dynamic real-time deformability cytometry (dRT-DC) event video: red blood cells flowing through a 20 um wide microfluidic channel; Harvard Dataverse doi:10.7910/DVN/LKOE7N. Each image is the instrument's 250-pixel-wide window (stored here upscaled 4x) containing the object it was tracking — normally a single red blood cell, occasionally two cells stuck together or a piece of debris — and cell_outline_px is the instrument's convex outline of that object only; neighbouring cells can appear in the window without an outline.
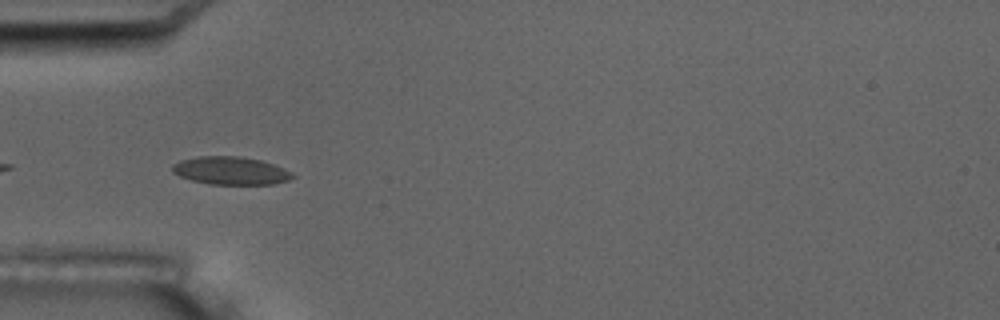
{"species": "common noctule bat (a hibernating species)", "species_latin": "Nyctalus noctula", "temperature_condition": "room temperature", "stored_images_in_passage": 7, "camera_frame_rate_fps": 3000, "um_per_image_px": 0.085, "animal": {"sex": "male", "body_mass_g": 17.5, "forearm_length_mm": 52.3}, "frame": {"image": 1, "passage_image": 6, "time_ms": 5.667, "image_size_px": [1000, 320], "cell_outline_px": [[296, 176], [288, 180], [272, 184], [208, 184], [192, 180], [180, 176], [172, 172], [172, 164], [180, 160], [196, 156], [240, 156], [260, 160], [284, 168], [292, 172]], "centroid_in_image_um": [19.59, 14.5], "position_along_channel_um": 65.4, "area_um2": 19.59}}